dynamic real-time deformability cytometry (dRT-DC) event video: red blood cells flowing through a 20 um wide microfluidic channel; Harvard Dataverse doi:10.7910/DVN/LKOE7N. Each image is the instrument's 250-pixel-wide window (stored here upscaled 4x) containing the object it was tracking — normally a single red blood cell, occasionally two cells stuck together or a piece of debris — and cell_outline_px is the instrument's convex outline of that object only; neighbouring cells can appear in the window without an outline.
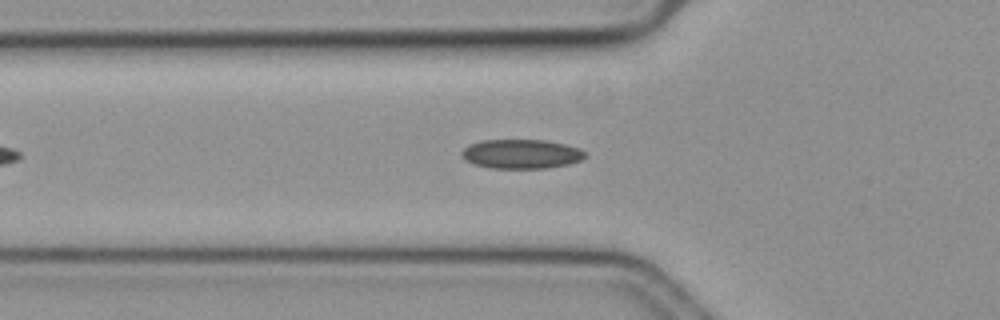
{"species": "common noctule bat (a hibernating species)", "species_latin": "Nyctalus noctula", "temperature_condition": "cold", "stored_images_in_passage": 32, "camera_frame_rate_fps": 3000, "um_per_image_px": 0.085, "animal": {"sex": "female", "body_mass_g": 19.3, "forearm_length_mm": 54.1}, "frame": {"image": 1, "passage_image": 10, "time_ms": 3.0, "image_size_px": [1000, 320], "cell_outline_px": [[584, 156], [580, 160], [568, 164], [548, 168], [492, 168], [476, 164], [464, 160], [460, 152], [468, 144], [480, 140], [544, 140], [564, 144], [580, 148], [584, 152]], "centroid_in_image_um": [44.27, 13.08], "position_along_channel_um": 81.5, "area_um2": 20.98}}
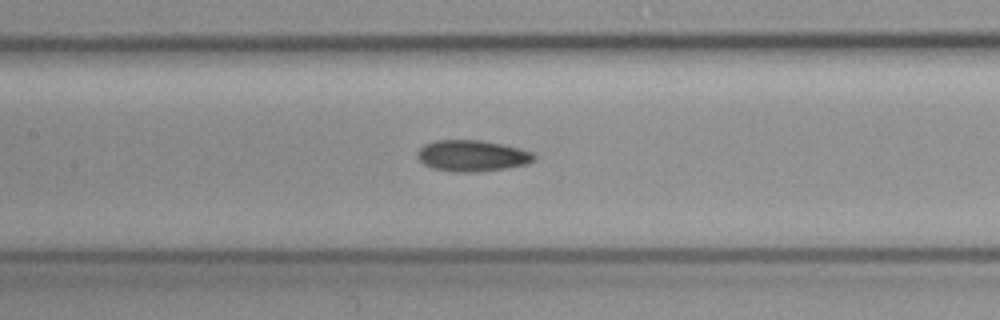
{"frame": {"image": 2, "passage_image": 17, "time_ms": 5.333, "image_size_px": [1000, 320], "cell_outline_px": [[536, 156], [528, 164], [508, 168], [480, 172], [456, 172], [432, 168], [424, 164], [416, 156], [420, 148], [424, 144], [436, 140], [480, 140], [520, 148], [532, 152]], "centroid_in_image_um": [40.13, 13.25], "position_along_channel_um": 167.3, "area_um2": 21.27}}
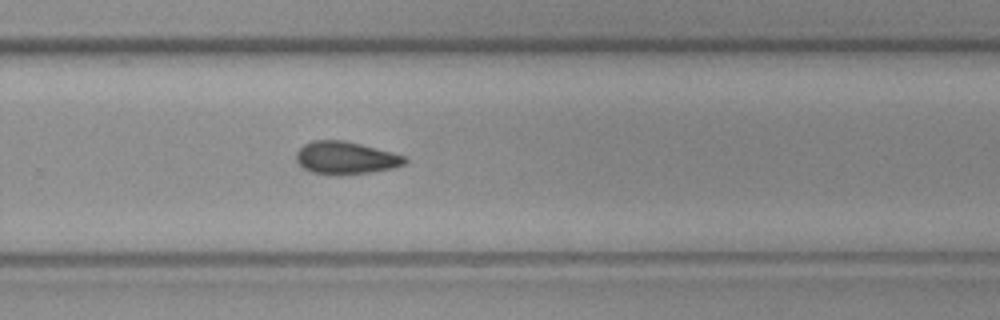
{"frame": {"image": 3, "passage_image": 28, "time_ms": 9.0, "image_size_px": [1000, 320], "cell_outline_px": [[408, 160], [404, 164], [396, 168], [372, 172], [340, 176], [332, 176], [312, 172], [304, 168], [296, 160], [296, 152], [304, 144], [312, 140], [344, 140], [392, 152], [404, 156]], "centroid_in_image_um": [29.38, 13.44], "position_along_channel_um": 300.4, "area_um2": 20.92}}